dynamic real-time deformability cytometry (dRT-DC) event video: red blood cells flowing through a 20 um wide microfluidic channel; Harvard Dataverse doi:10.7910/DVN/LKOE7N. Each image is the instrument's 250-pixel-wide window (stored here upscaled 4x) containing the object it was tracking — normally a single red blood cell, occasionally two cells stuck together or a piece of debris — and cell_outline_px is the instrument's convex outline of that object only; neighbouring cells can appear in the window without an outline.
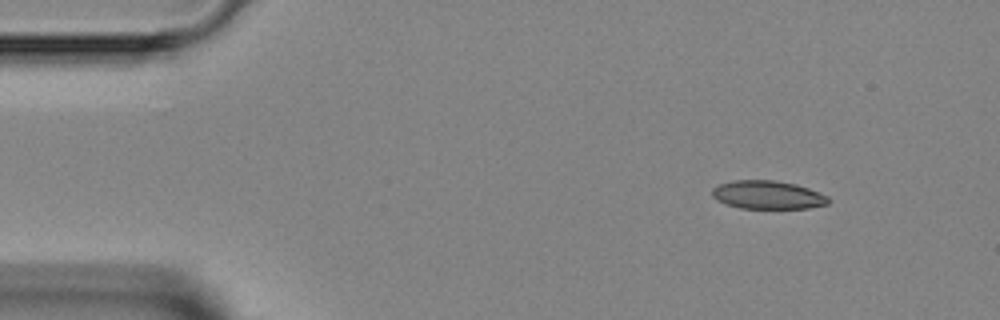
{"species": "Egyptian fruit bat (a non-hibernating species)", "species_latin": "Rousettus aegyptiacus", "temperature_condition": "room temperature", "stored_images_in_passage": 4, "camera_frame_rate_fps": 3000, "um_per_image_px": 0.085, "animal": {"sex": "female"}, "frame": {"image": 1, "passage_image": 1, "time_ms": 0.0, "image_size_px": [1000, 320], "cell_outline_px": [[828, 204], [808, 208], [740, 208], [716, 200], [712, 196], [712, 188], [720, 184], [732, 180], [772, 180], [796, 184], [808, 188], [828, 196]], "centroid_in_image_um": [65.24, 16.56], "position_along_channel_um": 19.8, "area_um2": 19.07}}